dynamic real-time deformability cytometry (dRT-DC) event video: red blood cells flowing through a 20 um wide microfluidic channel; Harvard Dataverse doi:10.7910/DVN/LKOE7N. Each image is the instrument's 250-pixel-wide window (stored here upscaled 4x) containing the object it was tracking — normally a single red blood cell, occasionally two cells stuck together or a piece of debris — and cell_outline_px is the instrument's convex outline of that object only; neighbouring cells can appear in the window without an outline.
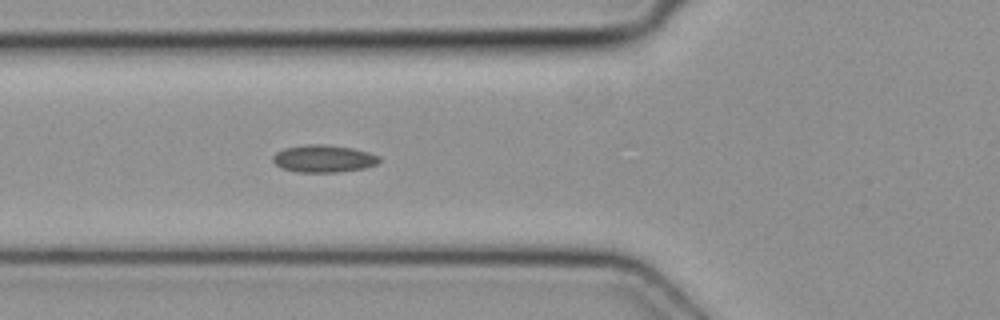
{"species": "common noctule bat (a hibernating species)", "species_latin": "Nyctalus noctula", "temperature_condition": "cold", "stored_images_in_passage": 6, "segment_of_instrument_passage": [1, 2], "camera_frame_rate_fps": 3000, "um_per_image_px": 0.085, "animal": {"sex": "female", "body_mass_g": 19.3, "forearm_length_mm": 54.1}, "frame": {"image": 1, "passage_image": 5, "time_ms": 1.333, "image_size_px": [1000, 320], "cell_outline_px": [[380, 160], [376, 164], [364, 168], [336, 172], [296, 172], [280, 168], [272, 160], [272, 156], [276, 152], [284, 148], [304, 144], [324, 144], [352, 148], [368, 152], [380, 156]], "centroid_in_image_um": [27.47, 13.48], "position_along_channel_um": 98.3, "area_um2": 17.05}}